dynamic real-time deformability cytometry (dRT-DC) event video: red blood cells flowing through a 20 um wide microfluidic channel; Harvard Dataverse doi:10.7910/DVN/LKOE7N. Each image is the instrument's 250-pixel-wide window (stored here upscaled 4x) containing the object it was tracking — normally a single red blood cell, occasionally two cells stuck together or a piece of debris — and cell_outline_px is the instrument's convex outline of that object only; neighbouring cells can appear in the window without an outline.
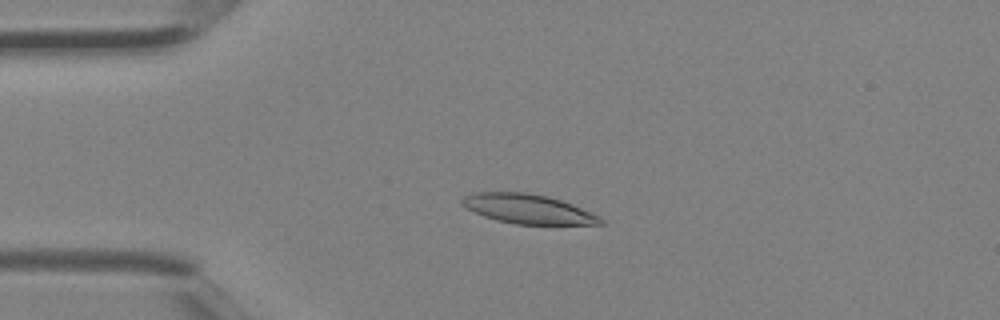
{"species": "Egyptian fruit bat (a non-hibernating species)", "species_latin": "Rousettus aegyptiacus", "temperature_condition": "room temperature", "stored_images_in_passage": 3, "camera_frame_rate_fps": 3000, "um_per_image_px": 0.085, "animal": {"sex": "female"}, "frame": {"image": 1, "passage_image": 2, "time_ms": 0.333, "image_size_px": [1000, 320], "cell_outline_px": [[604, 224], [516, 224], [496, 220], [484, 216], [460, 204], [460, 200], [464, 196], [472, 192], [524, 192], [548, 196], [572, 204], [604, 220]], "centroid_in_image_um": [44.81, 17.75], "position_along_channel_um": 40.2, "area_um2": 23.41}}